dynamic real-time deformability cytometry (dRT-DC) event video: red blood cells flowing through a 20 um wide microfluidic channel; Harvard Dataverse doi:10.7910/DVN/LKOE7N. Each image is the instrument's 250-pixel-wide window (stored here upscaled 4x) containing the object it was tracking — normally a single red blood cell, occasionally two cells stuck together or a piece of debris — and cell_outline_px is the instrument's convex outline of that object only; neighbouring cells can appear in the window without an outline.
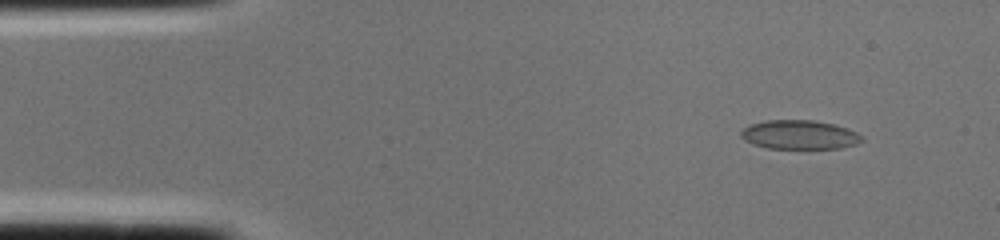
{"species": "common noctule bat (a hibernating species)", "species_latin": "Nyctalus noctula", "temperature_condition": "cold", "stored_images_in_passage": 1, "camera_frame_rate_fps": 3000, "um_per_image_px": 0.085, "animal": {"sex": "female", "body_mass_g": 22.0, "forearm_length_mm": 56.7}, "frame": {"image": 1, "passage_image": 1, "time_ms": 0.0, "image_size_px": [1000, 240], "cell_outline_px": [[864, 140], [856, 144], [840, 148], [768, 148], [752, 144], [744, 140], [740, 136], [740, 132], [744, 128], [752, 124], [768, 120], [816, 120], [848, 128], [864, 136]], "centroid_in_image_um": [67.97, 11.45], "position_along_channel_um": 17.0, "area_um2": 20.46}}